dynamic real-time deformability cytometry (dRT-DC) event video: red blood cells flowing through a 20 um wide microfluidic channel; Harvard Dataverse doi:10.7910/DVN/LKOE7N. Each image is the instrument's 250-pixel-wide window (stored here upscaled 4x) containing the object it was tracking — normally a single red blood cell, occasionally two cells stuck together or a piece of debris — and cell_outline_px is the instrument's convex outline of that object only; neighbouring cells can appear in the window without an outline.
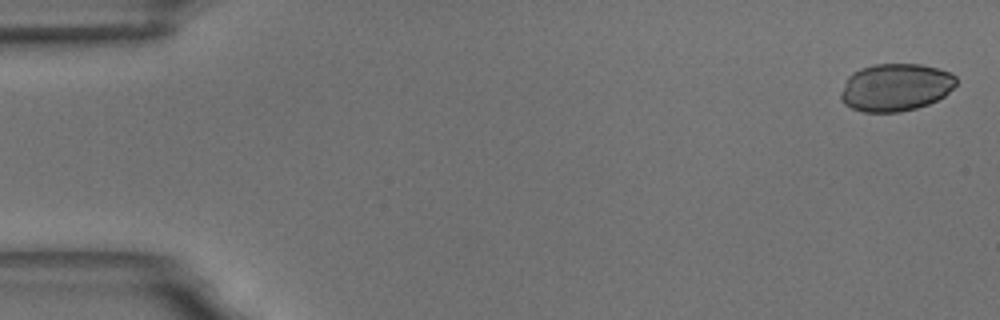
{"species": "common noctule bat (a hibernating species)", "species_latin": "Nyctalus noctula", "temperature_condition": "room temperature", "stored_images_in_passage": 10, "camera_frame_rate_fps": 3000, "um_per_image_px": 0.085, "animal": {"sex": "male", "body_mass_g": 18.8}, "frame": {"image": 1, "passage_image": 1, "time_ms": 0.0, "image_size_px": [1000, 320], "cell_outline_px": [[956, 84], [944, 96], [928, 104], [916, 108], [900, 112], [864, 112], [852, 108], [844, 104], [840, 100], [840, 92], [848, 76], [852, 72], [860, 68], [876, 64], [920, 64], [936, 68], [948, 72], [956, 76]], "centroid_in_image_um": [76.09, 7.42], "position_along_channel_um": 8.9, "area_um2": 32.02}}